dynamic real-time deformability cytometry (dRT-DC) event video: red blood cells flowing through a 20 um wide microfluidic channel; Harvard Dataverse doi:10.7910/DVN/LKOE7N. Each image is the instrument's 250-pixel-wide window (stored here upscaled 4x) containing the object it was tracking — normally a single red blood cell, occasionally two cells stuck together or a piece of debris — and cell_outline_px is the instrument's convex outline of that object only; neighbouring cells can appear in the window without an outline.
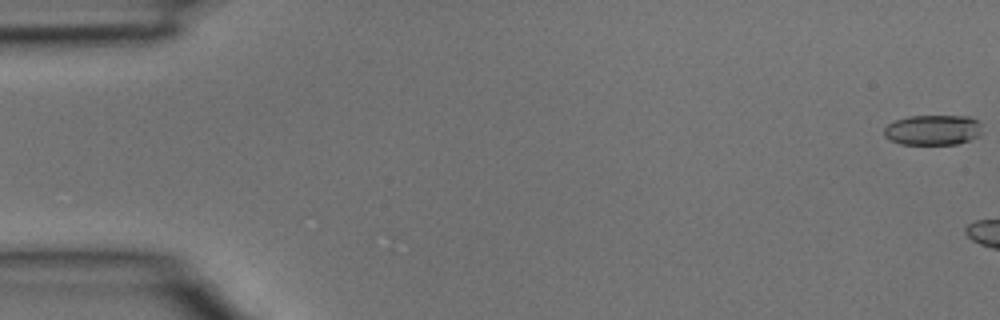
{"species": "common noctule bat (a hibernating species)", "species_latin": "Nyctalus noctula", "temperature_condition": "room temperature", "stored_images_in_passage": 5, "camera_frame_rate_fps": 3000, "um_per_image_px": 0.085, "animal": {"sex": "male", "body_mass_g": 15.6}, "frame": {"image": 1, "passage_image": 1, "time_ms": 0.0, "image_size_px": [1000, 320], "cell_outline_px": [[980, 136], [956, 144], [900, 144], [884, 136], [884, 128], [888, 124], [896, 120], [908, 116], [968, 116], [976, 120], [980, 124]], "centroid_in_image_um": [79.28, 11.04], "position_along_channel_um": 5.7, "area_um2": 17.17}}